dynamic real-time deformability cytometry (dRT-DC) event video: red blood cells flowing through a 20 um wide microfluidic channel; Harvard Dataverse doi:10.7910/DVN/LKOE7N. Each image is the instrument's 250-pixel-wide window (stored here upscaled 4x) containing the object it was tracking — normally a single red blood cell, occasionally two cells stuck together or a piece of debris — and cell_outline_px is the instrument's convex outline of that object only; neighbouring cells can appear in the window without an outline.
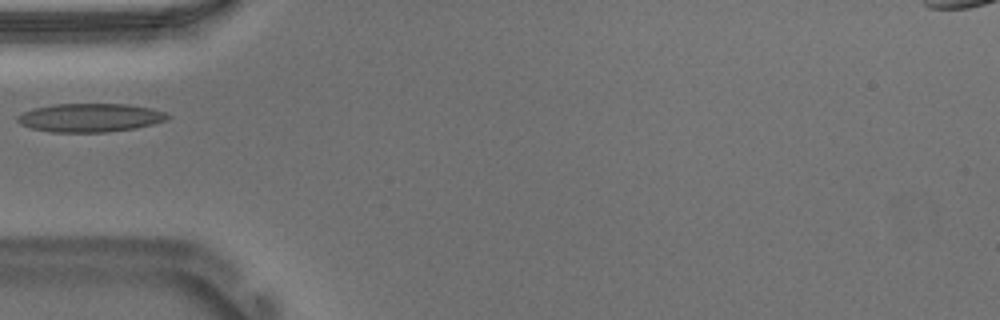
{"species": "Egyptian fruit bat (a non-hibernating species)", "species_latin": "Rousettus aegyptiacus", "temperature_condition": "warm", "stored_images_in_passage": 31, "camera_frame_rate_fps": 3000, "um_per_image_px": 0.085, "animal": {"sex": "male"}, "frame": {"image": 1, "passage_image": 1, "time_ms": 0.0, "image_size_px": [1000, 320], "cell_outline_px": [[172, 116], [168, 120], [136, 128], [108, 132], [52, 132], [32, 128], [20, 124], [16, 120], [16, 116], [24, 112], [36, 108], [52, 104], [128, 104], [152, 108], [168, 112]], "centroid_in_image_um": [7.72, 10.0], "position_along_channel_um": 77.3, "area_um2": 25.14}}
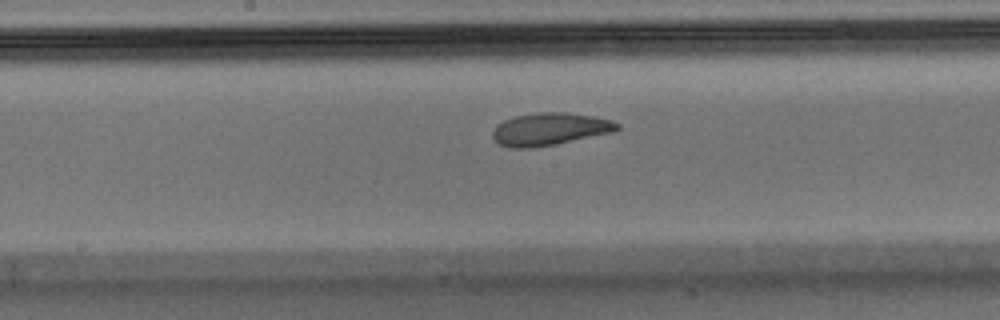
{"frame": {"image": 2, "passage_image": 11, "time_ms": 3.333, "image_size_px": [1000, 320], "cell_outline_px": [[620, 128], [616, 132], [556, 144], [532, 148], [508, 148], [500, 144], [492, 136], [492, 132], [496, 124], [504, 120], [516, 116], [540, 112], [568, 112], [596, 116], [612, 120], [620, 124]], "centroid_in_image_um": [46.78, 10.97], "position_along_channel_um": 201.4, "area_um2": 23.93}}
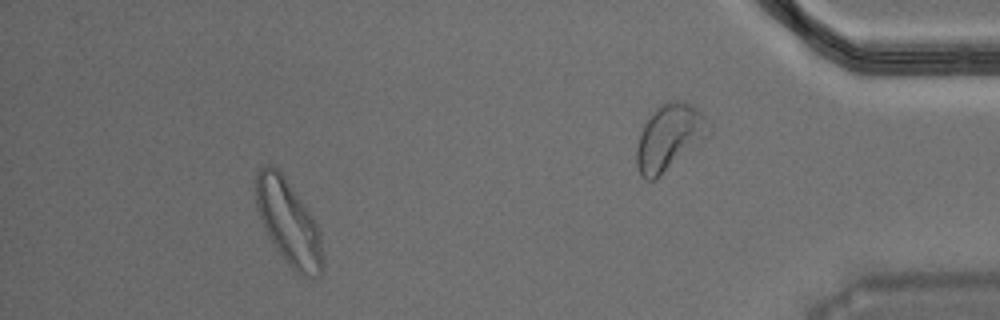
{"frame": {"image": 3, "passage_image": 26, "time_ms": 8.333, "image_size_px": [1000, 320], "cell_outline_px": [[324, 268], [320, 276], [312, 276], [296, 272], [284, 260], [268, 236], [264, 228], [256, 208], [256, 172], [264, 164], [272, 164], [284, 176], [312, 216], [320, 232], [324, 264]], "centroid_in_image_um": [24.52, 18.9], "position_along_channel_um": 410.7, "area_um2": 32.83}}